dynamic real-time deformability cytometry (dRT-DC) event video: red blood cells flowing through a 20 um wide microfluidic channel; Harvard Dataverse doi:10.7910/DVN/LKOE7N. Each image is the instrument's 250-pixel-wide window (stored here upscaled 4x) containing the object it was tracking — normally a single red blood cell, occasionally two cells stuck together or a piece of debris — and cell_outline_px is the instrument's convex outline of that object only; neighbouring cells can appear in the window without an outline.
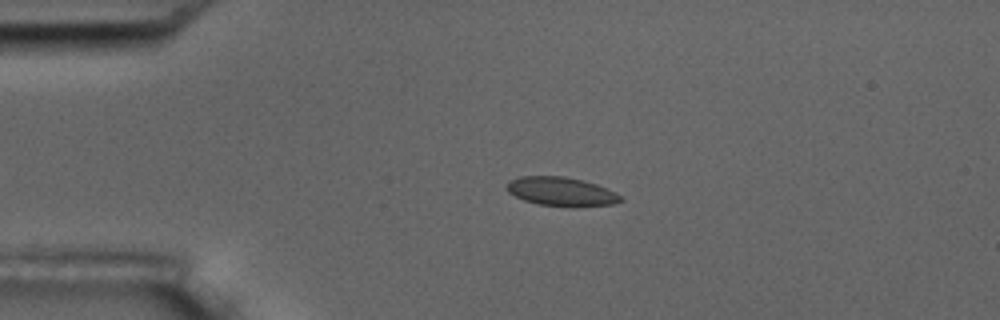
{"species": "common noctule bat (a hibernating species)", "species_latin": "Nyctalus noctula", "temperature_condition": "room temperature", "stored_images_in_passage": 3, "camera_frame_rate_fps": 3000, "um_per_image_px": 0.085, "animal": {"sex": "male", "body_mass_g": 17.5, "forearm_length_mm": 52.3}, "frame": {"image": 1, "passage_image": 2, "time_ms": 1.333, "image_size_px": [1000, 320], "cell_outline_px": [[624, 200], [612, 204], [572, 208], [540, 204], [524, 200], [508, 192], [504, 188], [508, 180], [520, 176], [564, 176], [584, 180], [608, 188], [616, 192]], "centroid_in_image_um": [47.7, 16.28], "position_along_channel_um": 37.3, "area_um2": 19.54}}